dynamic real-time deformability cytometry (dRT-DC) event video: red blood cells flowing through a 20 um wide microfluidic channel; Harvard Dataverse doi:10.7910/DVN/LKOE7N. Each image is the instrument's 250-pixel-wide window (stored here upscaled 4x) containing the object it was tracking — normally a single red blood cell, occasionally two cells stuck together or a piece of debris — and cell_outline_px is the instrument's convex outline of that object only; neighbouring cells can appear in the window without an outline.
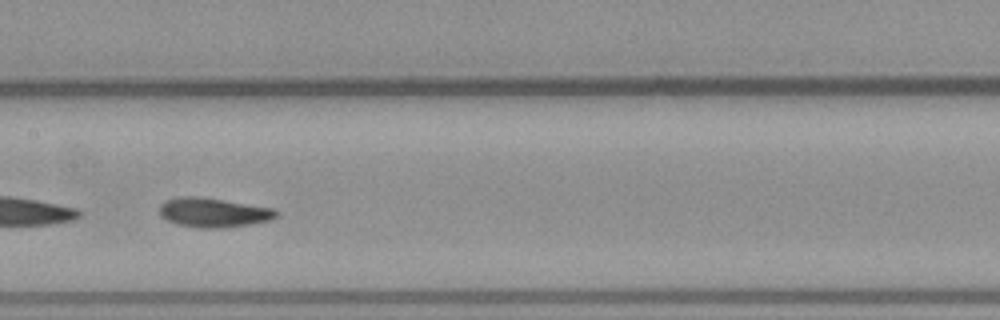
{"species": "common noctule bat (a hibernating species)", "species_latin": "Nyctalus noctula", "temperature_condition": "warm", "stored_images_in_passage": 35, "camera_frame_rate_fps": 3000, "um_per_image_px": 0.085, "animal": {"sex": "male", "body_mass_g": 23.1, "forearm_length_mm": 52.7}, "frame": {"image": 1, "passage_image": 23, "time_ms": 7.333, "image_size_px": [1000, 320], "cell_outline_px": [[280, 212], [272, 220], [252, 224], [224, 228], [200, 228], [176, 224], [160, 216], [160, 204], [164, 200], [180, 196], [196, 196], [276, 208]], "centroid_in_image_um": [18.17, 18.07], "position_along_channel_um": 189.2, "area_um2": 20.23}}